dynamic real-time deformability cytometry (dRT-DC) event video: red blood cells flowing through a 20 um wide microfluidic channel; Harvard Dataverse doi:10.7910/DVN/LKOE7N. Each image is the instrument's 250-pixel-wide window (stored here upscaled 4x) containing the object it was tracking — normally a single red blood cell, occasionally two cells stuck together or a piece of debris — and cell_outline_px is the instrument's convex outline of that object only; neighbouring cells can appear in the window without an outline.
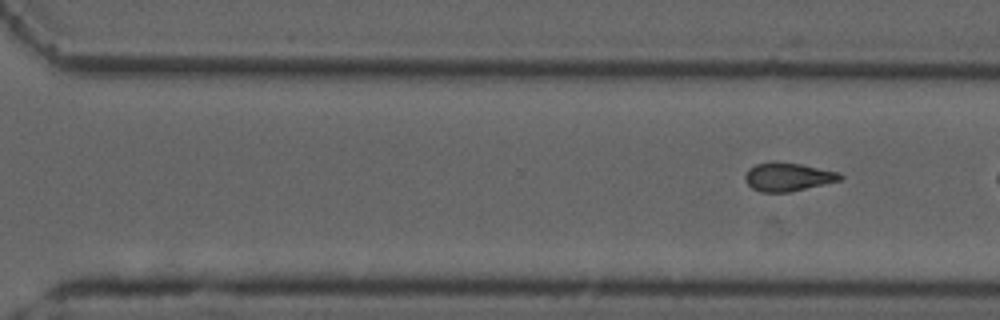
{"species": "common noctule bat (a hibernating species)", "species_latin": "Nyctalus noctula", "temperature_condition": "cold", "stored_images_in_passage": 11, "segment_of_instrument_passage": [2, 2], "camera_frame_rate_fps": 3000, "um_per_image_px": 0.085, "animal": {"sex": "male", "forearm_length_mm": 52.5}, "frame": {"image": 1, "passage_image": 11, "time_ms": 14.0, "image_size_px": [1000, 320], "cell_outline_px": [[844, 176], [840, 180], [788, 192], [760, 192], [752, 188], [744, 180], [744, 176], [748, 168], [756, 164], [800, 164], [840, 172]], "centroid_in_image_um": [66.97, 15.06], "position_along_channel_um": 303.6, "area_um2": 15.2}}